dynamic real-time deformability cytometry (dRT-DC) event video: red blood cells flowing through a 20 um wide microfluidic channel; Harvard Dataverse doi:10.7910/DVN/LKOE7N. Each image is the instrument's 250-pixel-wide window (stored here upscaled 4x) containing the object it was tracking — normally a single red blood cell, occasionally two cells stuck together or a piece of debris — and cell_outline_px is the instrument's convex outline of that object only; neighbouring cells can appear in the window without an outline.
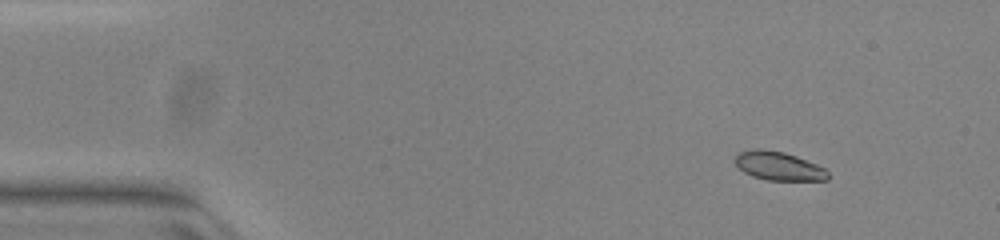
{"species": "common noctule bat (a hibernating species)", "species_latin": "Nyctalus noctula", "temperature_condition": "warm", "stored_images_in_passage": 51, "camera_frame_rate_fps": 3000, "um_per_image_px": 0.085, "animal": {"sex": "female", "body_mass_g": 23.0, "forearm_length_mm": 53.4}, "frame": {"image": 1, "passage_image": 5, "time_ms": 1.333, "image_size_px": [1000, 240], "cell_outline_px": [[828, 180], [768, 180], [752, 176], [744, 172], [736, 164], [736, 152], [756, 148], [760, 148], [784, 152], [796, 156], [816, 164], [824, 168], [828, 172]], "centroid_in_image_um": [66.17, 14.1], "position_along_channel_um": 18.8, "area_um2": 15.43}}
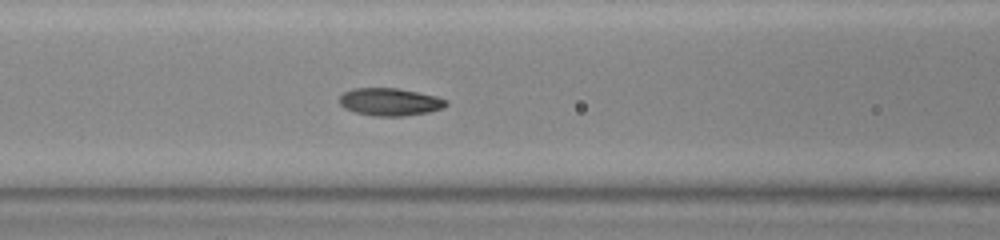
{"frame": {"image": 2, "passage_image": 21, "time_ms": 6.667, "image_size_px": [1000, 240], "cell_outline_px": [[448, 104], [444, 108], [428, 112], [404, 116], [372, 116], [356, 112], [344, 108], [340, 104], [340, 96], [344, 92], [352, 88], [396, 88], [436, 96], [448, 100]], "centroid_in_image_um": [33.15, 8.66], "position_along_channel_um": 133.4, "area_um2": 17.17}}
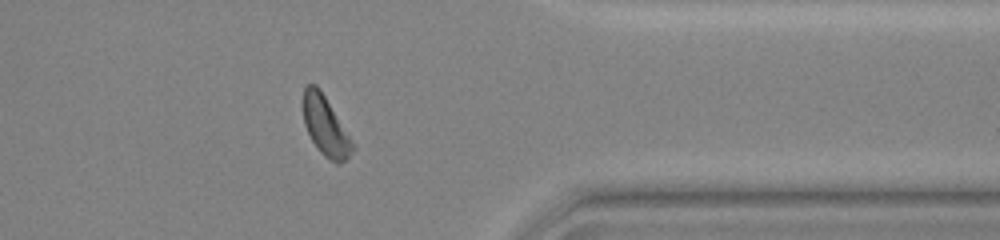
{"frame": {"image": 3, "passage_image": 41, "time_ms": 13.333, "image_size_px": [1000, 240], "cell_outline_px": [[356, 148], [344, 160], [336, 164], [324, 156], [316, 148], [304, 124], [304, 88], [308, 84], [316, 84], [320, 88], [356, 144]], "centroid_in_image_um": [27.71, 10.73], "position_along_channel_um": 383.7, "area_um2": 17.17}, "authors_computed_cell_mechanics": {"area_um2": 17.051, "velocity_mm_per_s": 3.9647, "shape_relaxation_time_tau1_ms": 2.502, "shape_relaxation_time_tau2_ms": 2.3267, "deformation_change_tau1": 0.1241, "deformation_change_tau2": 0.07}}